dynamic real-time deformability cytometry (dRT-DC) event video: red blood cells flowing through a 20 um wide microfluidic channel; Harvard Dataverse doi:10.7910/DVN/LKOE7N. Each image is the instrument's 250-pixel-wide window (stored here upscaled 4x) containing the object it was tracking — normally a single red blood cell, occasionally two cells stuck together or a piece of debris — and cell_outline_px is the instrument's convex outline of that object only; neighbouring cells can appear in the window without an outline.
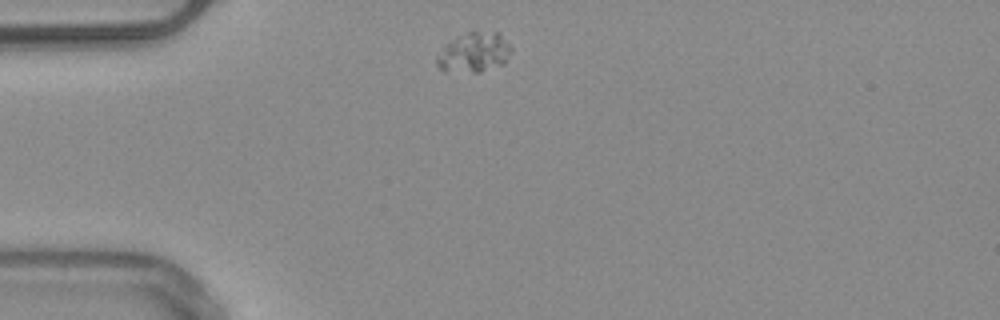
{"species": "common noctule bat (a hibernating species)", "species_latin": "Nyctalus noctula", "temperature_condition": "warm", "stored_images_in_passage": 4, "camera_frame_rate_fps": 3000, "um_per_image_px": 0.085, "animal": {"sex": "male", "body_mass_g": 20.4}, "frame": {"image": 1, "passage_image": 1, "time_ms": 0.0, "image_size_px": [1000, 320], "cell_outline_px": [[512, 52], [504, 64], [480, 72], [444, 72], [436, 64], [436, 56], [444, 44], [468, 32], [500, 32], [512, 48]], "centroid_in_image_um": [40.29, 4.48], "position_along_channel_um": 44.7, "area_um2": 17.46}}
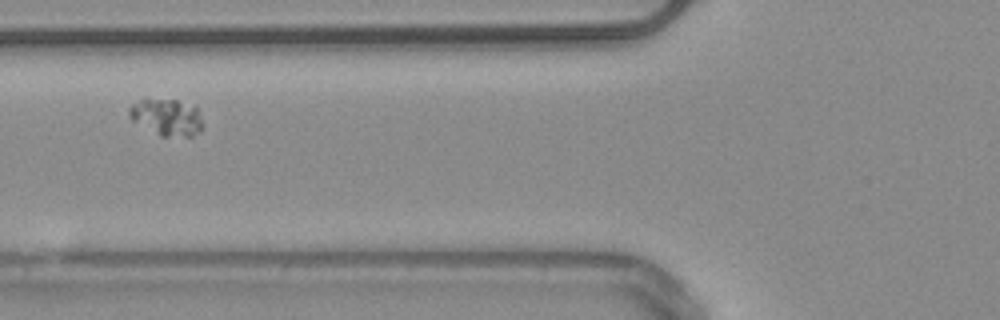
{"frame": {"image": 2, "passage_image": 3, "time_ms": 2.333, "image_size_px": [1000, 320], "cell_outline_px": [[204, 128], [200, 132], [192, 136], [160, 136], [132, 120], [128, 116], [128, 108], [132, 104], [140, 100], [176, 100], [196, 104], [204, 124]], "centroid_in_image_um": [14.24, 9.96], "position_along_channel_um": 111.6, "area_um2": 15.95}}